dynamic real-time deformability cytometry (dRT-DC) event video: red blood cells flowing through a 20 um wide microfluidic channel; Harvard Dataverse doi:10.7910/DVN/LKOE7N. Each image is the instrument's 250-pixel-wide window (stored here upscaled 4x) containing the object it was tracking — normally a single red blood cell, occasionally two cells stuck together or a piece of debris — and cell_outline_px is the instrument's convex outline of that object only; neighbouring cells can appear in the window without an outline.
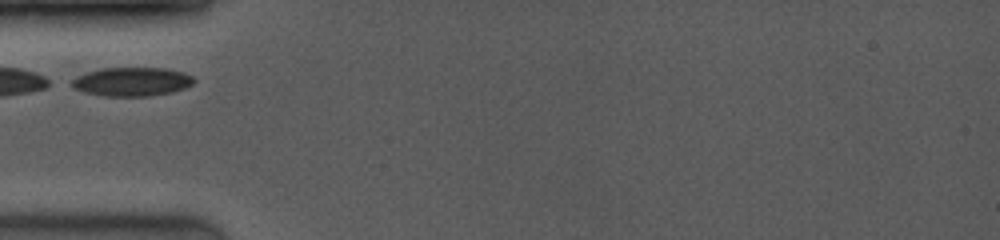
{"species": "common noctule bat (a hibernating species)", "species_latin": "Nyctalus noctula", "temperature_condition": "room temperature", "stored_images_in_passage": 15, "camera_frame_rate_fps": 4000, "um_per_image_px": 0.085, "animal": {"sex": "female", "body_mass_g": 19.0, "forearm_length_mm": 53.3}, "frame": {"image": 1, "passage_image": 1, "time_ms": 0.0, "image_size_px": [1000, 240], "cell_outline_px": [[196, 80], [192, 84], [184, 88], [172, 92], [148, 96], [108, 96], [84, 92], [76, 88], [72, 84], [72, 80], [88, 72], [104, 68], [160, 68], [180, 72], [192, 76]], "centroid_in_image_um": [11.25, 6.95], "position_along_channel_um": 73.8, "area_um2": 20.0}}